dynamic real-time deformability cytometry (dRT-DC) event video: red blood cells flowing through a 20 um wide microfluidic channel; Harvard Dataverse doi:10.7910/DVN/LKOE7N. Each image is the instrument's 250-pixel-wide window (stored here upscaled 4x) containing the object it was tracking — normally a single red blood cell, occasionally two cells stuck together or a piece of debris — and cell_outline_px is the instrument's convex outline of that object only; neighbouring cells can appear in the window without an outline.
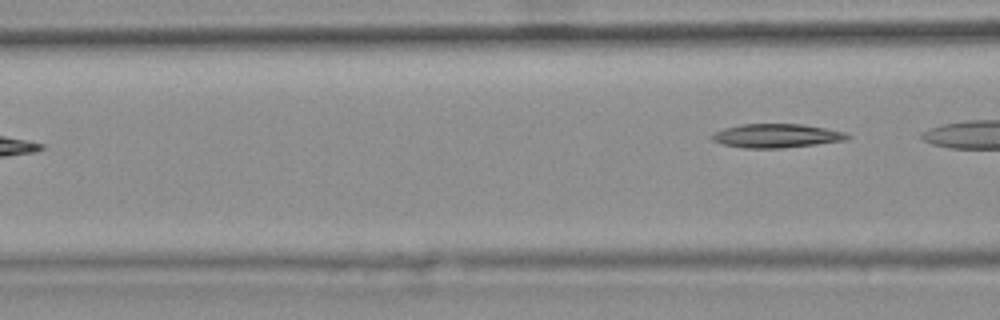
{"species": "common noctule bat (a hibernating species)", "species_latin": "Nyctalus noctula", "temperature_condition": "warm", "stored_images_in_passage": 3, "camera_frame_rate_fps": 3000, "um_per_image_px": 0.085, "animal": {"sex": "female", "body_mass_g": 25.1}, "frame": {"image": 1, "passage_image": 3, "time_ms": 0.667, "image_size_px": [1000, 320], "cell_outline_px": [[852, 136], [848, 140], [816, 144], [780, 148], [744, 148], [724, 144], [712, 140], [708, 136], [724, 128], [740, 124], [800, 124], [824, 128], [844, 132]], "centroid_in_image_um": [65.99, 11.54], "position_along_channel_um": 100.6, "area_um2": 18.73}}